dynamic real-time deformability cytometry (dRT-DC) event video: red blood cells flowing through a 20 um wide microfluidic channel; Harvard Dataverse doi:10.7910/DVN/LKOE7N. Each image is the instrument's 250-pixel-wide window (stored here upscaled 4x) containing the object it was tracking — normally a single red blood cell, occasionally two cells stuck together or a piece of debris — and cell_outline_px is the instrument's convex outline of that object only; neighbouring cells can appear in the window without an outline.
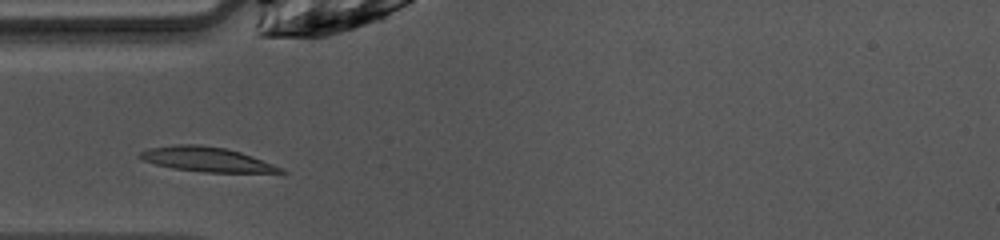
{"species": "common noctule bat (a hibernating species)", "species_latin": "Nyctalus noctula", "temperature_condition": "warm", "stored_images_in_passage": 28, "camera_frame_rate_fps": 3000, "um_per_image_px": 0.085, "animal": {"sex": "female", "body_mass_g": 10.0, "forearm_length_mm": 53.1}, "frame": {"image": 1, "passage_image": 2, "time_ms": 0.333, "image_size_px": [1000, 240], "cell_outline_px": [[288, 172], [204, 172], [172, 168], [140, 160], [136, 156], [140, 152], [148, 148], [172, 144], [200, 144], [224, 148], [240, 152], [252, 156], [284, 168]], "centroid_in_image_um": [17.49, 13.53], "position_along_channel_um": 67.5, "area_um2": 20.23}}
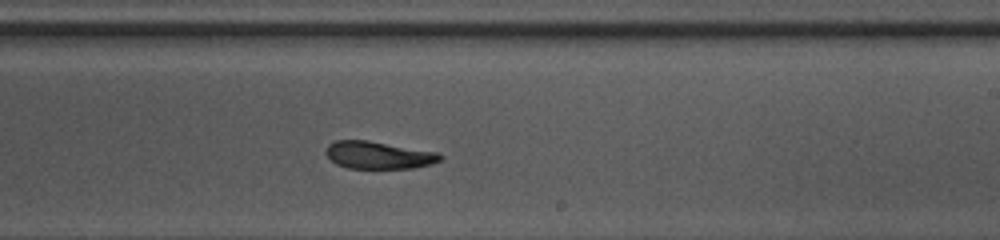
{"frame": {"image": 2, "passage_image": 16, "time_ms": 5.0, "image_size_px": [1000, 240], "cell_outline_px": [[444, 156], [440, 160], [432, 164], [412, 168], [348, 168], [336, 164], [324, 152], [328, 144], [336, 140], [368, 140], [440, 152]], "centroid_in_image_um": [32.2, 13.17], "position_along_channel_um": 256.8, "area_um2": 18.44}}
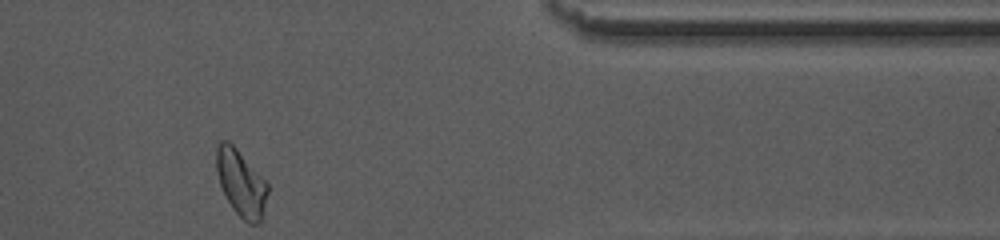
{"frame": {"image": 3, "passage_image": 28, "time_ms": 9.0, "image_size_px": [1000, 240], "cell_outline_px": [[268, 192], [260, 224], [248, 224], [232, 208], [220, 184], [216, 172], [216, 144], [220, 140], [228, 140], [236, 148], [268, 184]], "centroid_in_image_um": [20.47, 15.55], "position_along_channel_um": 390.9, "area_um2": 19.65}, "authors_computed_cell_mechanics": {"area_um2": 19.1029, "velocity_mm_per_s": 4.0363, "shape_relaxation_time_tau1_ms": 4.1737, "shape_relaxation_time_tau2_ms": 1.0551, "deformation_change_tau1": 0.1326, "deformation_change_tau2": 0.0593}}